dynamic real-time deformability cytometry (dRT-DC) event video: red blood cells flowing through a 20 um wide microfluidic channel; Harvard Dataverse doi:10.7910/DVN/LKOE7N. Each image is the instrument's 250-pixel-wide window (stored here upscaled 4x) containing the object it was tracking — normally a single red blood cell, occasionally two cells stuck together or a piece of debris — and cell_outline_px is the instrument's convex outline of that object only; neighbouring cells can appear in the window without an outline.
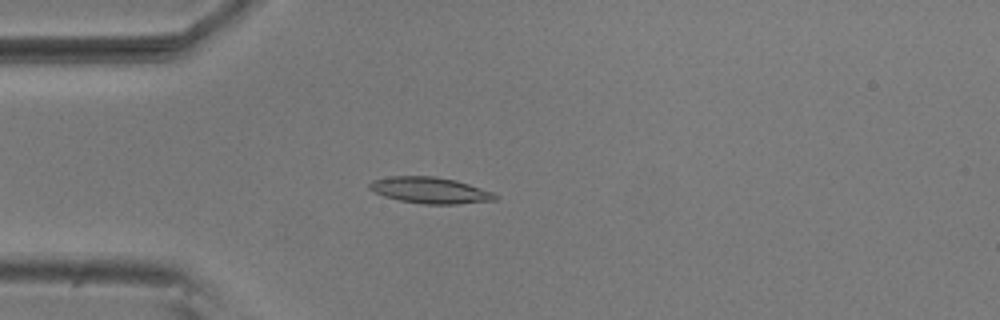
{"species": "common noctule bat (a hibernating species)", "species_latin": "Nyctalus noctula", "temperature_condition": "room temperature", "stored_images_in_passage": 3, "camera_frame_rate_fps": 3000, "um_per_image_px": 0.085, "animal": {"sex": "male", "body_mass_g": 20.5, "forearm_length_mm": 52.5}, "frame": {"image": 1, "passage_image": 3, "time_ms": 0.667, "image_size_px": [1000, 320], "cell_outline_px": [[500, 196], [496, 200], [456, 204], [424, 204], [400, 200], [384, 196], [368, 188], [368, 184], [372, 180], [392, 176], [432, 176], [456, 180], [492, 192]], "centroid_in_image_um": [36.56, 16.17], "position_along_channel_um": 48.4, "area_um2": 19.07}}